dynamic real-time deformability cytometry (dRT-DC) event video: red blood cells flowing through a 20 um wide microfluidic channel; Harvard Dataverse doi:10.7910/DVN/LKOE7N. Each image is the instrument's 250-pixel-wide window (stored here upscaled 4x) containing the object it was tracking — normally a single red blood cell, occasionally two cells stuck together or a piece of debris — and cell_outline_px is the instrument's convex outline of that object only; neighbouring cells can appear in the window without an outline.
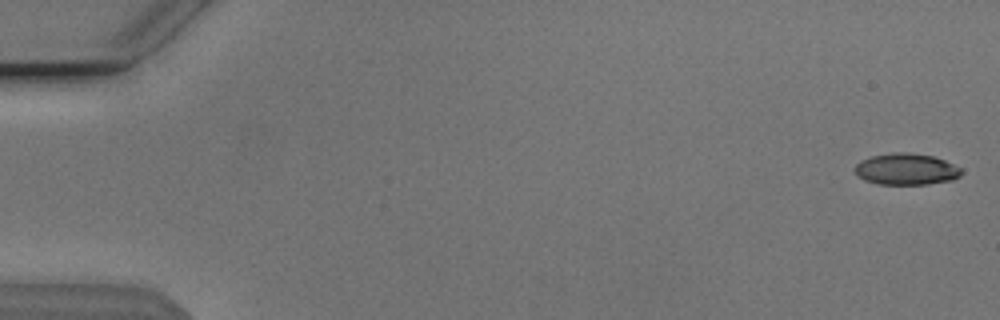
{"species": "Egyptian fruit bat (a non-hibernating species)", "species_latin": "Rousettus aegyptiacus", "temperature_condition": "cold", "stored_images_in_passage": 45, "camera_frame_rate_fps": 3000, "um_per_image_px": 0.085, "animal": {"sex": "male"}, "frame": {"image": 1, "passage_image": 2, "time_ms": 0.333, "image_size_px": [1000, 320], "cell_outline_px": [[964, 172], [960, 176], [952, 180], [928, 184], [876, 184], [864, 180], [856, 176], [852, 168], [860, 160], [872, 156], [892, 152], [908, 152], [932, 156], [944, 160], [960, 168]], "centroid_in_image_um": [76.98, 14.38], "position_along_channel_um": 8.0, "area_um2": 19.77}}
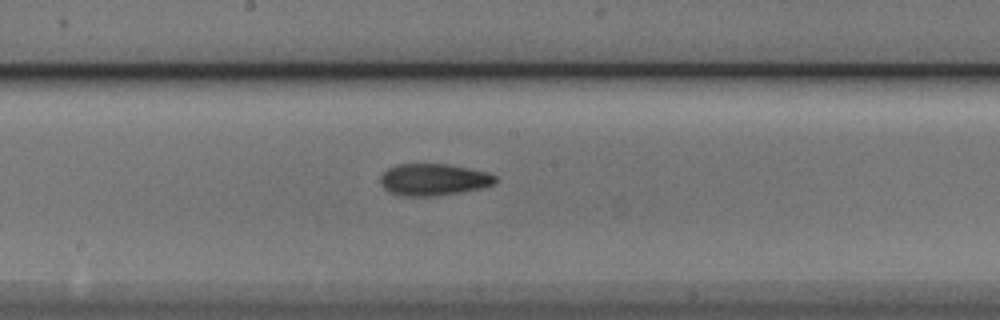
{"frame": {"image": 2, "passage_image": 30, "time_ms": 9.667, "image_size_px": [1000, 320], "cell_outline_px": [[496, 180], [492, 184], [480, 188], [460, 192], [436, 196], [400, 196], [388, 192], [380, 184], [380, 176], [388, 168], [396, 164], [448, 164], [488, 172], [496, 176]], "centroid_in_image_um": [36.8, 15.27], "position_along_channel_um": 211.4, "area_um2": 21.39}}
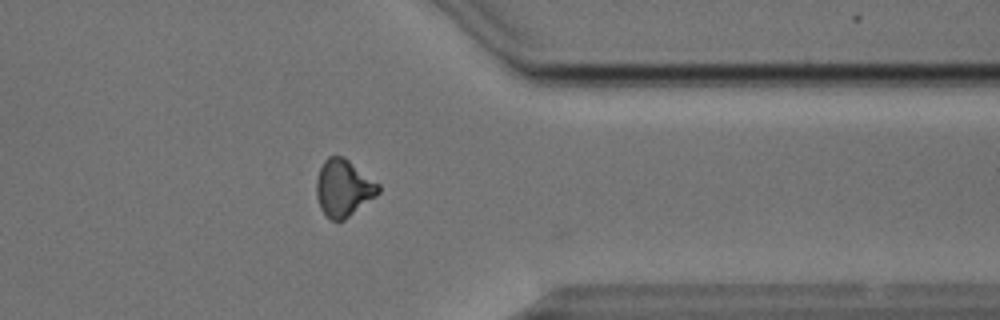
{"frame": {"image": 3, "passage_image": 44, "time_ms": 14.333, "image_size_px": [1000, 320], "cell_outline_px": [[380, 192], [376, 196], [344, 220], [332, 220], [320, 208], [316, 196], [316, 180], [320, 168], [324, 160], [328, 156], [344, 156], [380, 184]], "centroid_in_image_um": [29.2, 15.96], "position_along_channel_um": 382.2, "area_um2": 20.58}, "authors_computed_cell_mechanics": {"area_um2": 20.4034, "velocity_mm_per_s": 3.8378, "shape_relaxation_time_tau1_ms": 5.2946, "shape_relaxation_time_tau2_ms": 2.416, "deformation_change_tau1": 0.1326, "deformation_change_tau2": 0.0891}}